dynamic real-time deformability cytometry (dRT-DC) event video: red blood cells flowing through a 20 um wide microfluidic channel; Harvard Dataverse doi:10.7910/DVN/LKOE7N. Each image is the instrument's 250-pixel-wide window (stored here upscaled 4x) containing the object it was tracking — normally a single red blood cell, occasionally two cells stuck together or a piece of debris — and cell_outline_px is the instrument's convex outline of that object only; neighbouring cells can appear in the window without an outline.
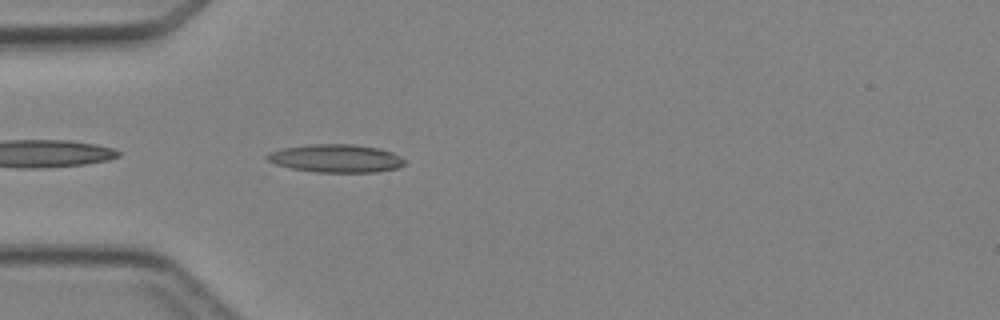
{"species": "Egyptian fruit bat (a non-hibernating species)", "species_latin": "Rousettus aegyptiacus", "temperature_condition": "cold", "stored_images_in_passage": 4, "camera_frame_rate_fps": 3000, "um_per_image_px": 0.085, "animal": {"sex": "female"}, "frame": {"image": 1, "passage_image": 4, "time_ms": 3.333, "image_size_px": [1000, 320], "cell_outline_px": [[408, 160], [404, 164], [396, 168], [376, 172], [316, 172], [292, 168], [276, 164], [268, 160], [264, 156], [268, 152], [280, 148], [308, 144], [352, 144], [376, 148], [392, 152]], "centroid_in_image_um": [28.54, 13.45], "position_along_channel_um": 56.5, "area_um2": 22.54}}